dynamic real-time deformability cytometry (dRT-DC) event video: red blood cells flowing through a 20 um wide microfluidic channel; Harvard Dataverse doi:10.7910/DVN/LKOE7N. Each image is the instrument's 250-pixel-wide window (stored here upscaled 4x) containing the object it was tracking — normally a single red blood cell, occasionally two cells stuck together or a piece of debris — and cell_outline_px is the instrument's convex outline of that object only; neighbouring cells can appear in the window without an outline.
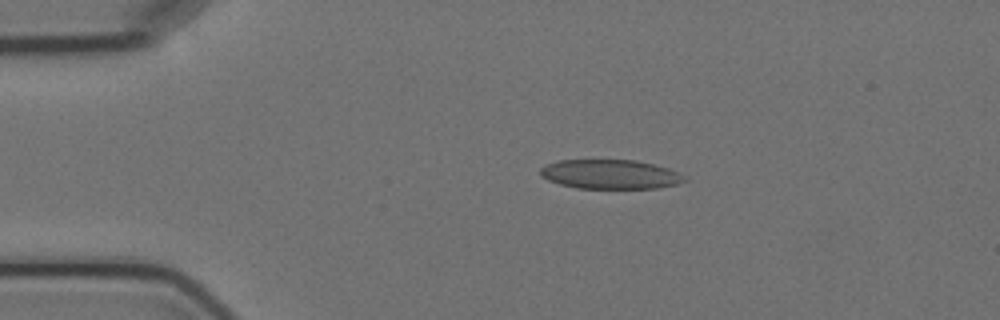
{"species": "Egyptian fruit bat (a non-hibernating species)", "species_latin": "Rousettus aegyptiacus", "temperature_condition": "cold", "stored_images_in_passage": 6, "camera_frame_rate_fps": 3000, "um_per_image_px": 0.085, "animal": {"sex": "female"}, "frame": {"image": 1, "passage_image": 3, "time_ms": 2.333, "image_size_px": [1000, 320], "cell_outline_px": [[688, 180], [676, 184], [656, 188], [576, 188], [560, 184], [548, 180], [540, 176], [540, 168], [544, 164], [556, 160], [636, 160], [668, 168], [684, 176]], "centroid_in_image_um": [51.81, 14.81], "position_along_channel_um": 33.2, "area_um2": 24.62}}
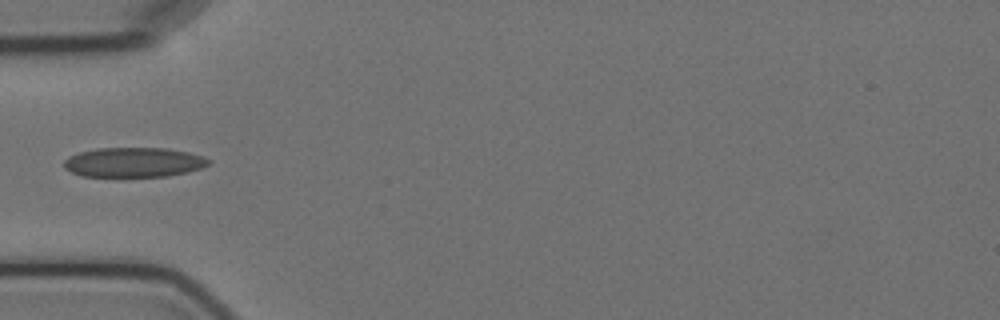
{"frame": {"image": 2, "passage_image": 5, "time_ms": 4.667, "image_size_px": [1000, 320], "cell_outline_px": [[212, 160], [208, 164], [200, 168], [188, 172], [168, 176], [84, 176], [72, 172], [64, 168], [64, 160], [68, 156], [80, 152], [96, 148], [168, 148], [188, 152], [204, 156]], "centroid_in_image_um": [11.38, 13.78], "position_along_channel_um": 73.6, "area_um2": 25.03}}
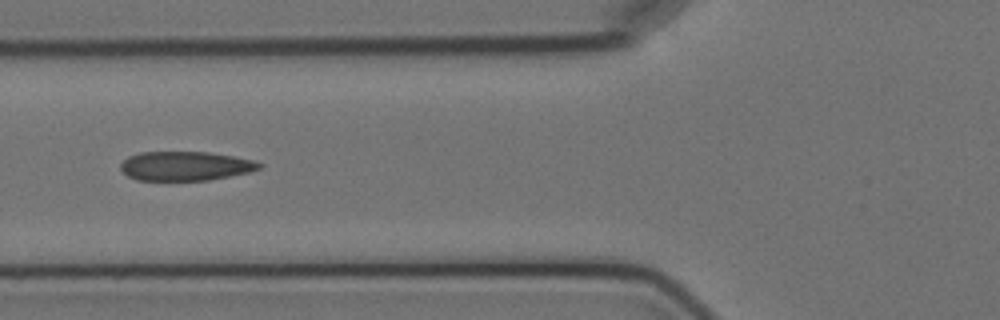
{"frame": {"image": 3, "passage_image": 6, "time_ms": 5.667, "image_size_px": [1000, 320], "cell_outline_px": [[264, 164], [260, 168], [248, 172], [208, 180], [136, 180], [128, 176], [120, 168], [120, 164], [128, 156], [140, 152], [208, 152], [232, 156], [252, 160]], "centroid_in_image_um": [15.73, 14.11], "position_along_channel_um": 110.1, "area_um2": 23.41}}